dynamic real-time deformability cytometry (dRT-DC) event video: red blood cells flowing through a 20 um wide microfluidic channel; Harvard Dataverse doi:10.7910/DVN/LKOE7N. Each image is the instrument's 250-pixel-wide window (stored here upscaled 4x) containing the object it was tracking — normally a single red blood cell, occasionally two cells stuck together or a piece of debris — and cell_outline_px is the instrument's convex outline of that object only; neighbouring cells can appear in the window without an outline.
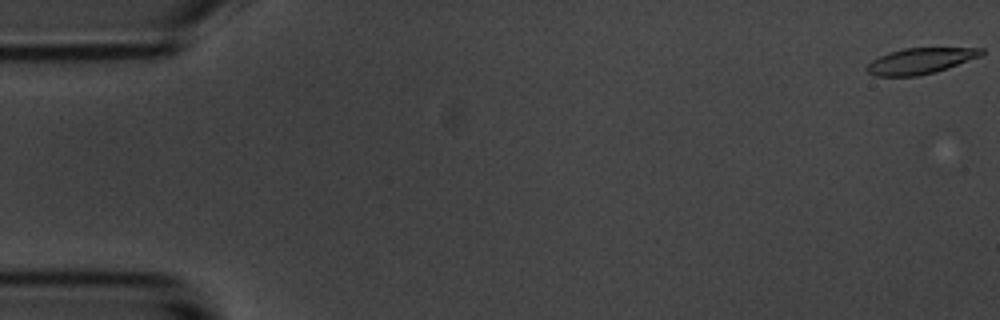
{"species": "common noctule bat (a hibernating species)", "species_latin": "Nyctalus noctula", "temperature_condition": "room temperature", "stored_images_in_passage": 55, "camera_frame_rate_fps": 3000, "um_per_image_px": 0.085, "animal": {"sex": "male", "body_mass_g": 20.1, "forearm_length_mm": 53.5}, "frame": {"image": 1, "passage_image": 1, "time_ms": 0.0, "image_size_px": [1000, 320], "cell_outline_px": [[984, 52], [980, 56], [948, 68], [936, 72], [916, 76], [876, 76], [868, 72], [864, 68], [872, 60], [888, 52], [904, 48], [984, 48]], "centroid_in_image_um": [78.21, 5.18], "position_along_channel_um": 6.8, "area_um2": 17.22}}
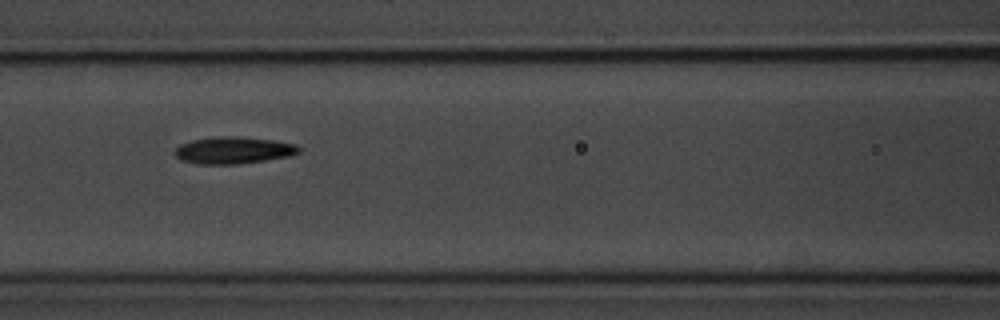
{"frame": {"image": 2, "passage_image": 24, "time_ms": 7.667, "image_size_px": [1000, 320], "cell_outline_px": [[300, 152], [288, 156], [264, 160], [236, 164], [200, 164], [180, 160], [172, 152], [180, 144], [192, 140], [212, 136], [244, 136], [276, 140], [296, 144], [300, 148]], "centroid_in_image_um": [19.82, 12.75], "position_along_channel_um": 146.8, "area_um2": 19.71}}
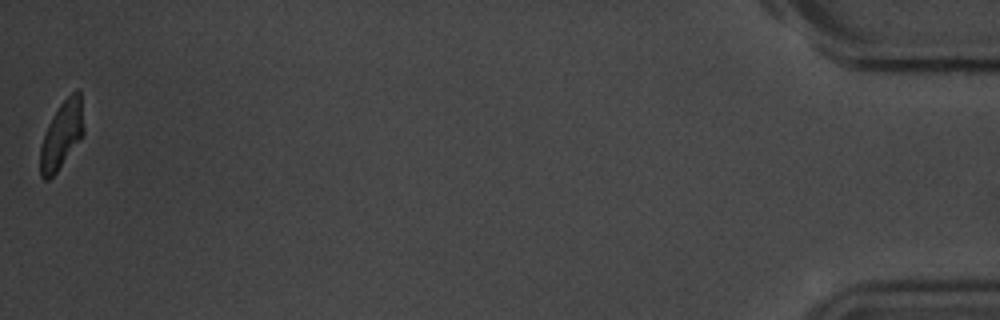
{"frame": {"image": 3, "passage_image": 55, "time_ms": 18.0, "image_size_px": [1000, 320], "cell_outline_px": [[84, 132], [56, 172], [48, 180], [44, 180], [40, 176], [40, 148], [48, 124], [52, 116], [60, 104], [76, 88], [80, 92], [84, 128]], "centroid_in_image_um": [5.23, 11.45], "position_along_channel_um": 430.0, "area_um2": 16.7}, "authors_computed_cell_mechanics": {"area_um2": 18.785, "velocity_mm_per_s": 3.6762, "shape_relaxation_time_tau1_ms": 3.1015, "shape_relaxation_time_tau2_ms": 6.9212, "deformation_change_tau1": 0.1406, "deformation_change_tau2": 0.1153}}